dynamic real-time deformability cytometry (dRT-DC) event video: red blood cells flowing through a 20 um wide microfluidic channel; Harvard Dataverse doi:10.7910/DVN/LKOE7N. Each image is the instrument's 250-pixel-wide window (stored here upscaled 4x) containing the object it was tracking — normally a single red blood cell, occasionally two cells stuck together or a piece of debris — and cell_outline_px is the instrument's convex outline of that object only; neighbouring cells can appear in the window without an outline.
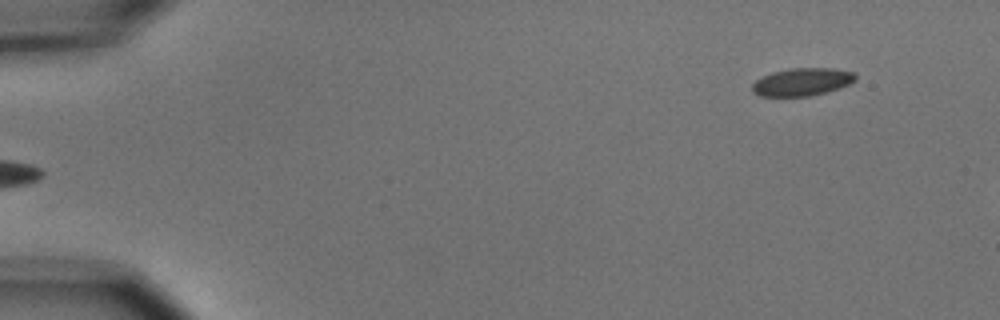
{"species": "common noctule bat (a hibernating species)", "species_latin": "Nyctalus noctula", "temperature_condition": "cold", "stored_images_in_passage": 5, "camera_frame_rate_fps": 3000, "um_per_image_px": 0.085, "animal": {"sex": "male", "body_mass_g": 15.6}, "frame": {"image": 1, "passage_image": 5, "time_ms": 4.667, "image_size_px": [1000, 320], "cell_outline_px": [[856, 80], [840, 88], [828, 92], [812, 96], [760, 96], [752, 92], [752, 84], [756, 80], [772, 72], [792, 68], [832, 68], [852, 72], [856, 76]], "centroid_in_image_um": [68.18, 6.97], "position_along_channel_um": 16.8, "area_um2": 16.7}}